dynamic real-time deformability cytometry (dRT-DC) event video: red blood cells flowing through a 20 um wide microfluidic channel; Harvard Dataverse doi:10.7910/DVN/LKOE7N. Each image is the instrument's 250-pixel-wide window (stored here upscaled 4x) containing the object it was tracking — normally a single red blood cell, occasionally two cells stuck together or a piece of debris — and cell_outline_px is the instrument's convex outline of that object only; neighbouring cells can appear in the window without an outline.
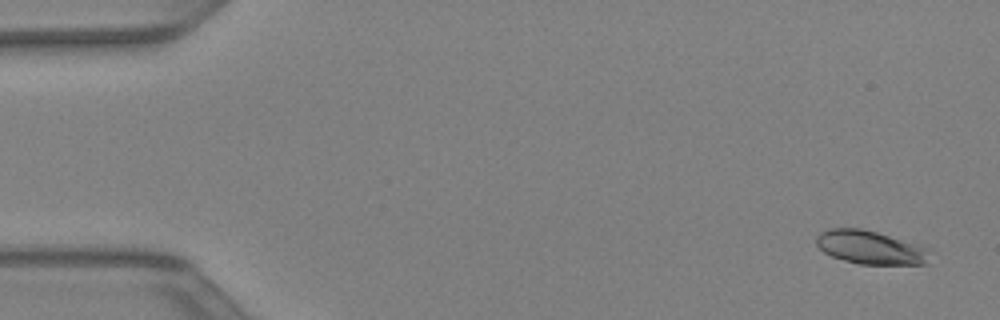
{"species": "Egyptian fruit bat (a non-hibernating species)", "species_latin": "Rousettus aegyptiacus", "temperature_condition": "warm", "stored_images_in_passage": 43, "camera_frame_rate_fps": 3000, "um_per_image_px": 0.085, "animal": {"sex": "female"}, "frame": {"image": 1, "passage_image": 2, "time_ms": 0.333, "image_size_px": [1000, 320], "cell_outline_px": [[928, 248], [924, 264], [860, 264], [844, 260], [832, 256], [824, 252], [816, 244], [816, 236], [820, 232], [832, 228], [860, 228], [876, 232], [916, 244]], "centroid_in_image_um": [73.9, 21.02], "position_along_channel_um": 11.1, "area_um2": 21.62}}
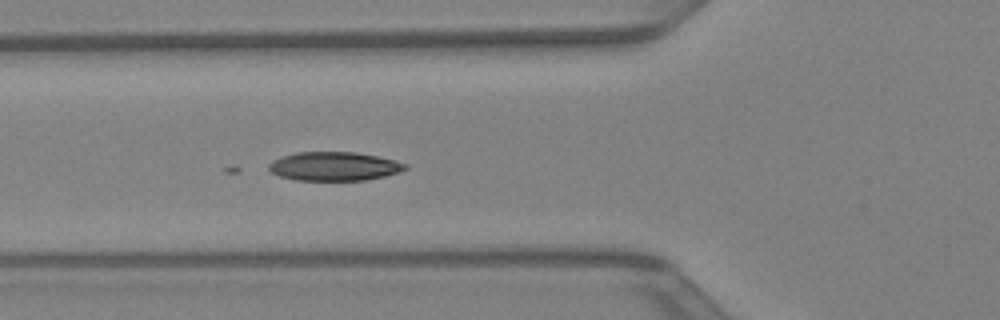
{"frame": {"image": 2, "passage_image": 16, "time_ms": 5.0, "image_size_px": [1000, 320], "cell_outline_px": [[408, 168], [400, 172], [384, 176], [364, 180], [296, 180], [280, 176], [272, 172], [268, 168], [268, 164], [272, 160], [296, 152], [356, 152], [376, 156], [408, 164]], "centroid_in_image_um": [28.4, 14.13], "position_along_channel_um": 97.4, "area_um2": 22.77}}
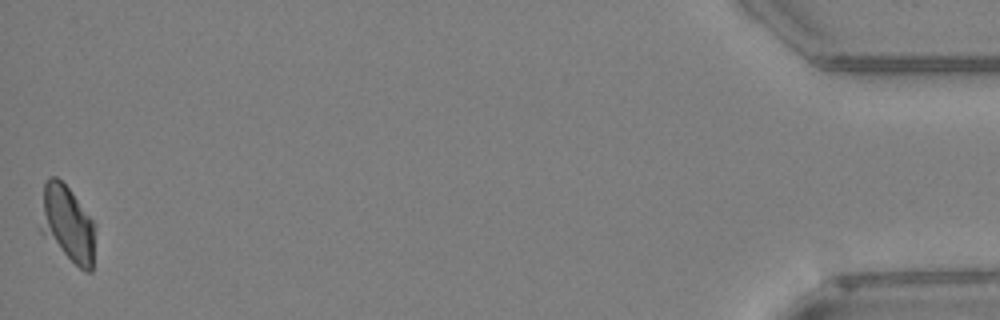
{"frame": {"image": 3, "passage_image": 43, "time_ms": 14.0, "image_size_px": [1000, 320], "cell_outline_px": [[92, 272], [84, 272], [44, 236], [40, 232], [40, 228], [44, 184], [52, 176], [56, 176], [72, 192], [92, 220]], "centroid_in_image_um": [5.68, 19.02], "position_along_channel_um": 429.5, "area_um2": 23.41}}